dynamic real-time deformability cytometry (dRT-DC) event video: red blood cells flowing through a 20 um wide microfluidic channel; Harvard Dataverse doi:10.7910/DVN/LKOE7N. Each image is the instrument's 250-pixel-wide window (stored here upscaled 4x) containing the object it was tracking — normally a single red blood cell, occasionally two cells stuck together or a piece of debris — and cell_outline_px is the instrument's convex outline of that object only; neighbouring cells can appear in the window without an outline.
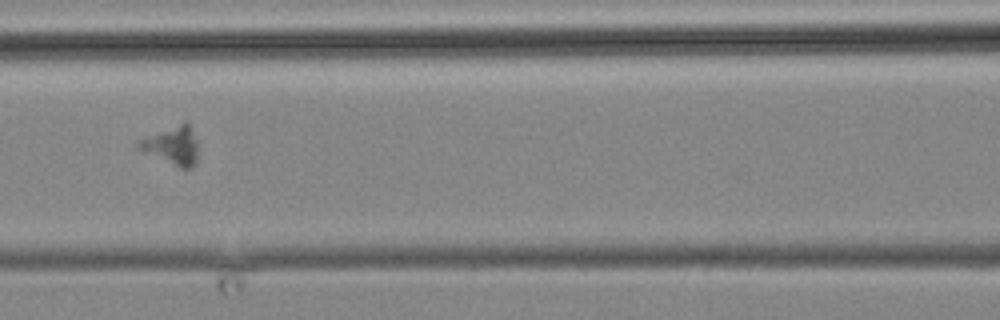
{"species": "common noctule bat (a hibernating species)", "species_latin": "Nyctalus noctula", "temperature_condition": "cold", "stored_images_in_passage": 15, "camera_frame_rate_fps": 3000, "um_per_image_px": 0.085, "animal": {"sex": "male", "body_mass_g": 19.2, "forearm_length_mm": 51.8}, "frame": {"image": 1, "passage_image": 15, "time_ms": 16.333, "image_size_px": [1000, 320], "cell_outline_px": [[196, 164], [192, 168], [180, 168], [144, 152], [136, 148], [136, 144], [140, 140], [184, 120], [188, 120], [196, 140]], "centroid_in_image_um": [14.65, 12.35], "position_along_channel_um": 151.9, "area_um2": 13.24}}